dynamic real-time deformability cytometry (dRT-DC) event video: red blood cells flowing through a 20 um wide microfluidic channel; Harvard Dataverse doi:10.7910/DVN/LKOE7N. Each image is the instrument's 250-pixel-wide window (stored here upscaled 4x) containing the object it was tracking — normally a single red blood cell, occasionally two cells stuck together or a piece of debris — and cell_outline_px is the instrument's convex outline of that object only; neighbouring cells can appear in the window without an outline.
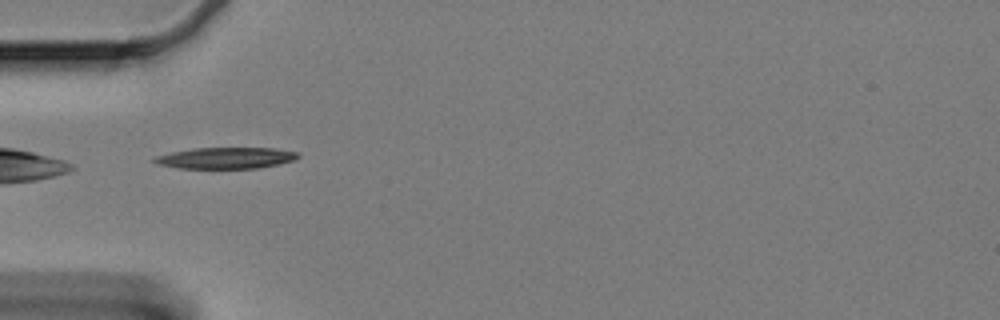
{"species": "Egyptian fruit bat (a non-hibernating species)", "species_latin": "Rousettus aegyptiacus", "temperature_condition": "cold", "stored_images_in_passage": 40, "camera_frame_rate_fps": 3000, "um_per_image_px": 0.085, "animal": {"sex": "female"}, "frame": {"image": 1, "passage_image": 1, "time_ms": 0.0, "image_size_px": [1000, 320], "cell_outline_px": [[300, 156], [296, 160], [280, 164], [256, 168], [180, 168], [160, 164], [152, 160], [156, 156], [172, 152], [192, 148], [272, 148], [300, 152]], "centroid_in_image_um": [19.27, 13.42], "position_along_channel_um": 65.7, "area_um2": 17.74}}
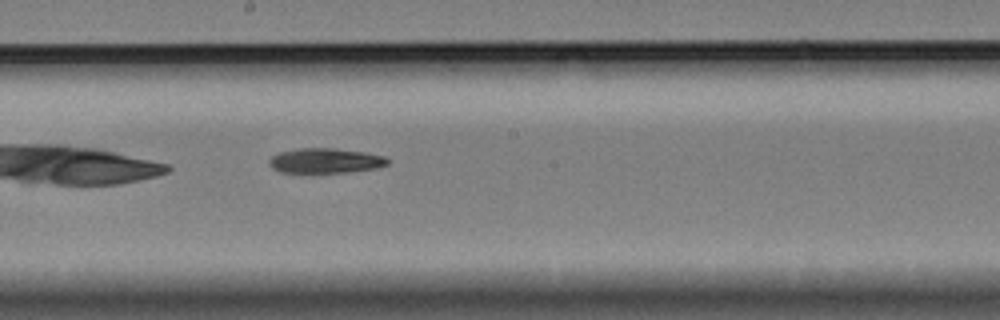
{"frame": {"image": 2, "passage_image": 15, "time_ms": 4.667, "image_size_px": [1000, 320], "cell_outline_px": [[388, 164], [376, 168], [348, 172], [280, 172], [272, 168], [268, 164], [268, 160], [272, 156], [280, 152], [300, 148], [332, 148], [364, 152], [384, 156], [388, 160]], "centroid_in_image_um": [27.63, 13.66], "position_along_channel_um": 220.6, "area_um2": 17.05}}
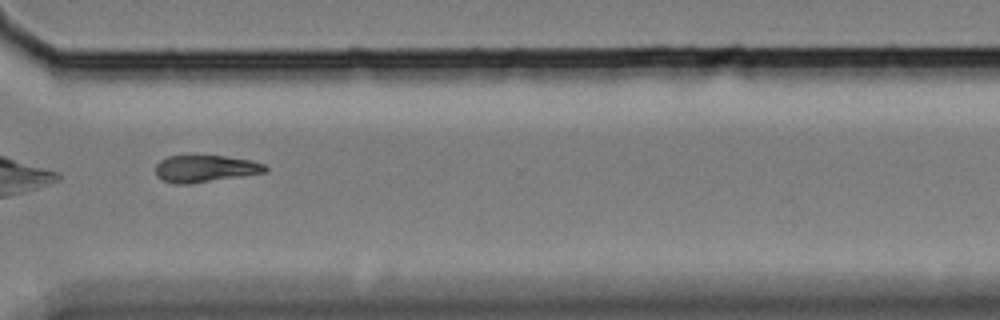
{"frame": {"image": 3, "passage_image": 27, "time_ms": 8.667, "image_size_px": [1000, 320], "cell_outline_px": [[268, 168], [264, 172], [240, 176], [188, 184], [176, 184], [160, 180], [156, 176], [156, 164], [160, 160], [168, 156], [224, 156], [252, 160], [264, 164]], "centroid_in_image_um": [17.4, 14.33], "position_along_channel_um": 353.2, "area_um2": 17.11}}